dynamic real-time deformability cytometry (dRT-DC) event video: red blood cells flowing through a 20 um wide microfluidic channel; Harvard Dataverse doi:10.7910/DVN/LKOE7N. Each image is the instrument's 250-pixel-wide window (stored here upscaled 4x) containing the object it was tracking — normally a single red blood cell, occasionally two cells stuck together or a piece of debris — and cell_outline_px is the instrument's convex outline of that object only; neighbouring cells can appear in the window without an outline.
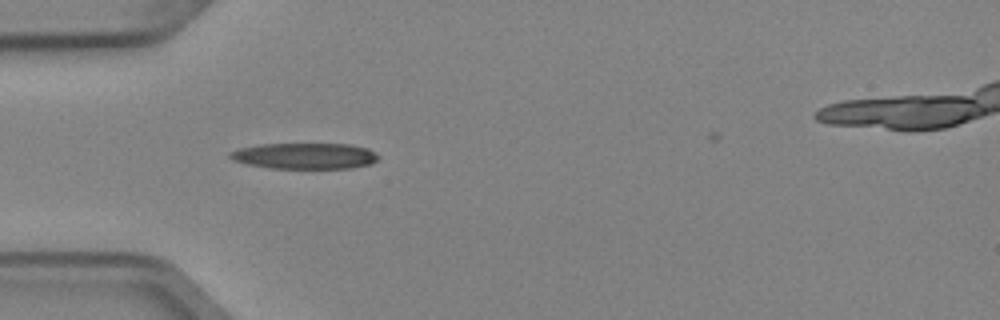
{"species": "Egyptian fruit bat (a non-hibernating species)", "species_latin": "Rousettus aegyptiacus", "temperature_condition": "cold", "stored_images_in_passage": 4, "camera_frame_rate_fps": 3000, "um_per_image_px": 0.085, "animal": {"sex": "female"}, "frame": {"image": 1, "passage_image": 4, "time_ms": 1.0, "image_size_px": [1000, 320], "cell_outline_px": [[380, 156], [372, 164], [352, 168], [268, 168], [248, 164], [232, 160], [228, 156], [228, 152], [240, 148], [260, 144], [348, 144], [368, 148], [376, 152]], "centroid_in_image_um": [25.92, 13.25], "position_along_channel_um": 59.1, "area_um2": 22.6}}